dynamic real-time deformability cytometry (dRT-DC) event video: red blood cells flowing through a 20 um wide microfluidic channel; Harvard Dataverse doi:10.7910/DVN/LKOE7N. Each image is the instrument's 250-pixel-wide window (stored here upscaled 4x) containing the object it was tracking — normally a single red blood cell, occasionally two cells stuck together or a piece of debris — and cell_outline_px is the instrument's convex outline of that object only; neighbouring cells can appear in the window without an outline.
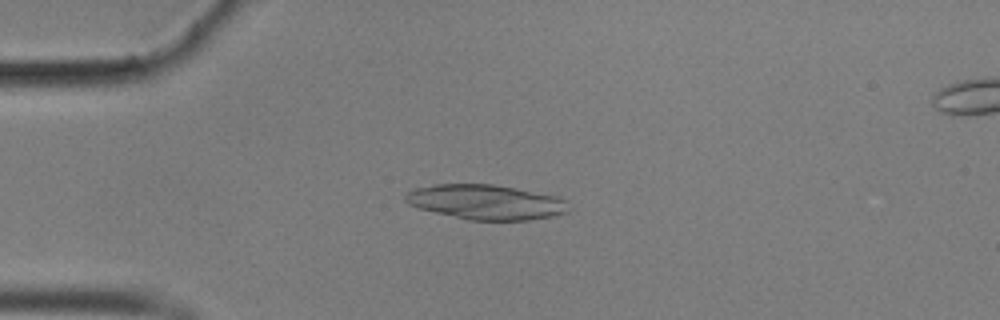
{"species": "common noctule bat (a hibernating species)", "species_latin": "Nyctalus noctula", "temperature_condition": "cold", "stored_images_in_passage": 56, "camera_frame_rate_fps": 3000, "um_per_image_px": 0.085, "animal": {"sex": "male", "body_mass_g": 17.9}, "frame": {"image": 1, "passage_image": 14, "time_ms": 4.333, "image_size_px": [1000, 320], "cell_outline_px": [[568, 212], [552, 216], [528, 220], [468, 220], [420, 208], [408, 204], [404, 200], [404, 196], [408, 192], [416, 188], [432, 184], [492, 184], [516, 188], [560, 196], [568, 200]], "centroid_in_image_um": [41.34, 17.17], "position_along_channel_um": 43.7, "area_um2": 33.23}}
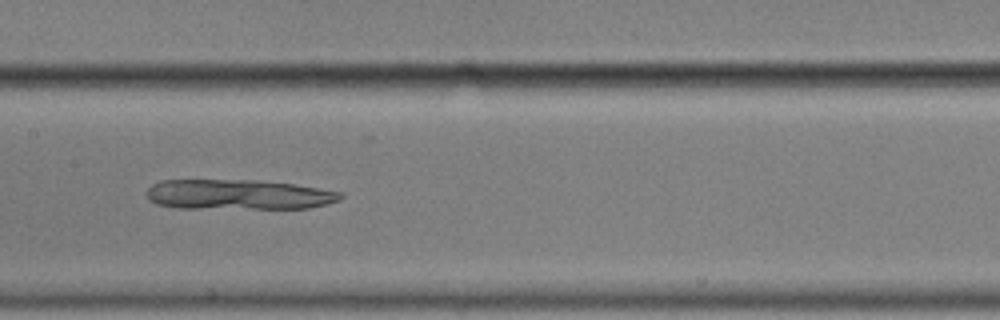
{"frame": {"image": 2, "passage_image": 28, "time_ms": 9.0, "image_size_px": [1000, 320], "cell_outline_px": [[344, 196], [340, 200], [328, 204], [308, 208], [180, 208], [156, 204], [148, 200], [144, 192], [152, 184], [160, 180], [256, 180], [292, 184], [344, 192]], "centroid_in_image_um": [20.24, 16.54], "position_along_channel_um": 187.2, "area_um2": 34.22}}